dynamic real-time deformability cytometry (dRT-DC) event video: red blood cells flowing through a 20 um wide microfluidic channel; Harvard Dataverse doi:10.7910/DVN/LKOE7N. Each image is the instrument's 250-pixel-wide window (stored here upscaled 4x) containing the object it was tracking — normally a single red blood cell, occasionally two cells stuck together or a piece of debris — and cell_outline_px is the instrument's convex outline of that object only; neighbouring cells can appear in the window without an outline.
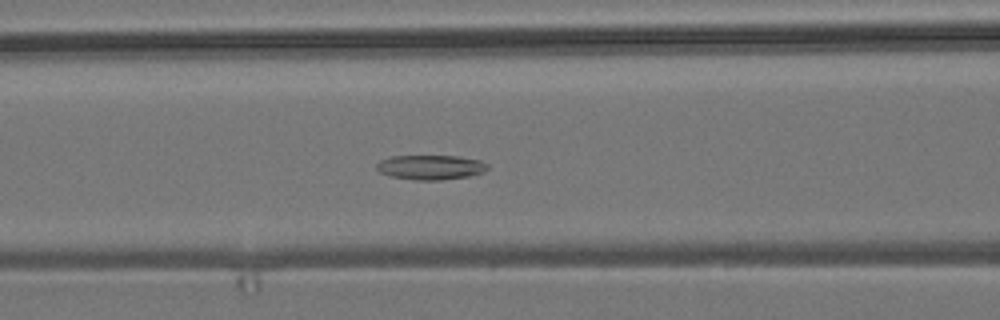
{"species": "common noctule bat (a hibernating species)", "species_latin": "Nyctalus noctula", "temperature_condition": "room temperature", "stored_images_in_passage": 55, "camera_frame_rate_fps": 3000, "um_per_image_px": 0.085, "animal": {"sex": "male", "body_mass_g": 19.2, "forearm_length_mm": 51.8}, "frame": {"image": 1, "passage_image": 23, "time_ms": 7.333, "image_size_px": [1000, 320], "cell_outline_px": [[488, 168], [484, 172], [468, 176], [440, 180], [416, 180], [392, 176], [380, 172], [376, 168], [376, 164], [380, 160], [392, 156], [460, 156], [480, 160], [488, 164]], "centroid_in_image_um": [36.62, 14.21], "position_along_channel_um": 130.0, "area_um2": 15.9}}
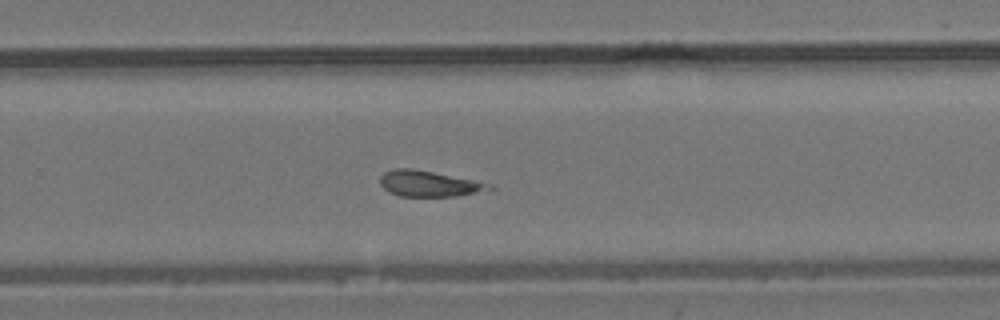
{"frame": {"image": 2, "passage_image": 36, "time_ms": 11.667, "image_size_px": [1000, 320], "cell_outline_px": [[496, 188], [456, 196], [400, 196], [384, 188], [380, 184], [380, 176], [384, 172], [392, 168], [412, 168], [476, 180], [492, 184]], "centroid_in_image_um": [36.46, 15.59], "position_along_channel_um": 293.3, "area_um2": 16.36}}
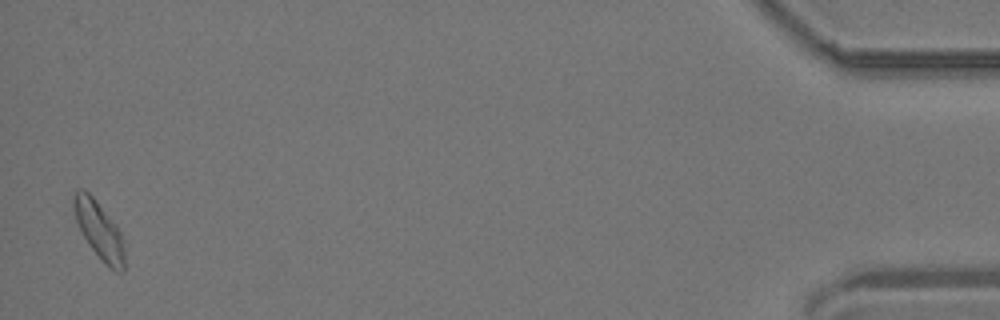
{"frame": {"image": 3, "passage_image": 54, "time_ms": 17.667, "image_size_px": [1000, 320], "cell_outline_px": [[124, 272], [116, 272], [88, 244], [76, 220], [72, 204], [72, 200], [76, 188], [80, 188], [88, 192], [96, 200], [116, 224], [120, 232], [124, 248]], "centroid_in_image_um": [8.41, 19.5], "position_along_channel_um": 426.8, "area_um2": 16.65}, "authors_computed_cell_mechanics": {"area_um2": 16.2996, "velocity_mm_per_s": 3.789, "shape_relaxation_time_tau1_ms": null, "shape_relaxation_time_tau2_ms": 11.0325, "deformation_change_tau1": null, "deformation_change_tau2": 0.2138}}